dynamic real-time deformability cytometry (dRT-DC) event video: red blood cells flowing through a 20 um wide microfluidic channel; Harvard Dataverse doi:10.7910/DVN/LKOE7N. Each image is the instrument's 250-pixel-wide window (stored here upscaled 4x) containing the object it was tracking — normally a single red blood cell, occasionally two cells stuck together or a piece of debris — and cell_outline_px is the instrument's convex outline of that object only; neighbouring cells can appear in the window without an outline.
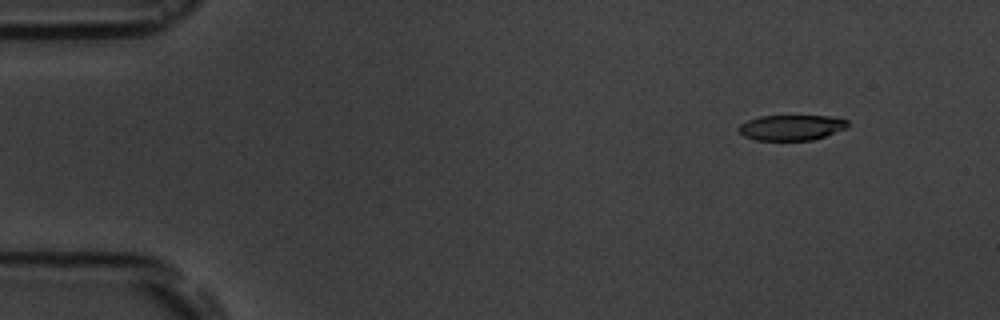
{"species": "common noctule bat (a hibernating species)", "species_latin": "Nyctalus noctula", "temperature_condition": "room temperature", "stored_images_in_passage": 5, "camera_frame_rate_fps": 3000, "um_per_image_px": 0.085, "animal": {"sex": "male", "body_mass_g": 19.5, "forearm_length_mm": 54.6}, "frame": {"image": 1, "passage_image": 2, "time_ms": 1.0, "image_size_px": [1000, 320], "cell_outline_px": [[848, 128], [812, 140], [756, 140], [744, 136], [736, 128], [740, 124], [748, 120], [760, 116], [832, 116], [848, 120]], "centroid_in_image_um": [67.27, 10.84], "position_along_channel_um": 17.7, "area_um2": 16.18}}